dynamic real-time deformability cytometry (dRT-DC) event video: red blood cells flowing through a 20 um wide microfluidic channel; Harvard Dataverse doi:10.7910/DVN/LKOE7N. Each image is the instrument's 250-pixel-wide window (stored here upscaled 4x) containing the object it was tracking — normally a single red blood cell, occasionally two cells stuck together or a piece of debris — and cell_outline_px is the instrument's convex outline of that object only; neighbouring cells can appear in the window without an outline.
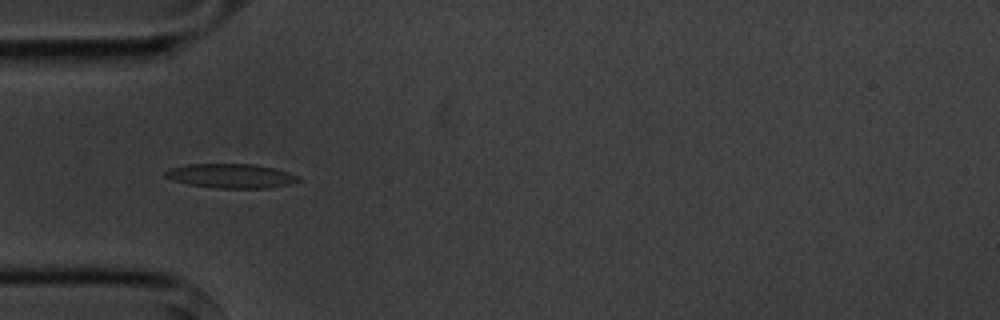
{"species": "common noctule bat (a hibernating species)", "species_latin": "Nyctalus noctula", "temperature_condition": "cold", "stored_images_in_passage": 5, "camera_frame_rate_fps": 3000, "um_per_image_px": 0.085, "animal": {"sex": "male", "body_mass_g": 20.1, "forearm_length_mm": 53.5}, "frame": {"image": 1, "passage_image": 4, "time_ms": 3.333, "image_size_px": [1000, 320], "cell_outline_px": [[300, 180], [288, 184], [268, 188], [216, 188], [188, 184], [172, 180], [164, 176], [164, 172], [168, 168], [188, 164], [252, 164], [272, 168], [288, 172], [300, 176]], "centroid_in_image_um": [19.59, 14.95], "position_along_channel_um": 65.4, "area_um2": 18.79}}
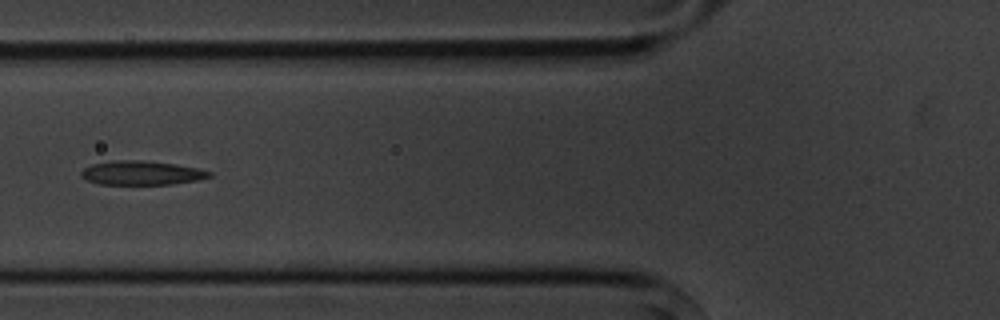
{"frame": {"image": 2, "passage_image": 5, "time_ms": 4.667, "image_size_px": [1000, 320], "cell_outline_px": [[212, 176], [196, 180], [172, 184], [100, 184], [88, 180], [80, 176], [80, 172], [84, 168], [92, 164], [120, 160], [144, 160], [176, 164], [196, 168], [212, 172]], "centroid_in_image_um": [12.03, 14.69], "position_along_channel_um": 113.8, "area_um2": 17.8}}